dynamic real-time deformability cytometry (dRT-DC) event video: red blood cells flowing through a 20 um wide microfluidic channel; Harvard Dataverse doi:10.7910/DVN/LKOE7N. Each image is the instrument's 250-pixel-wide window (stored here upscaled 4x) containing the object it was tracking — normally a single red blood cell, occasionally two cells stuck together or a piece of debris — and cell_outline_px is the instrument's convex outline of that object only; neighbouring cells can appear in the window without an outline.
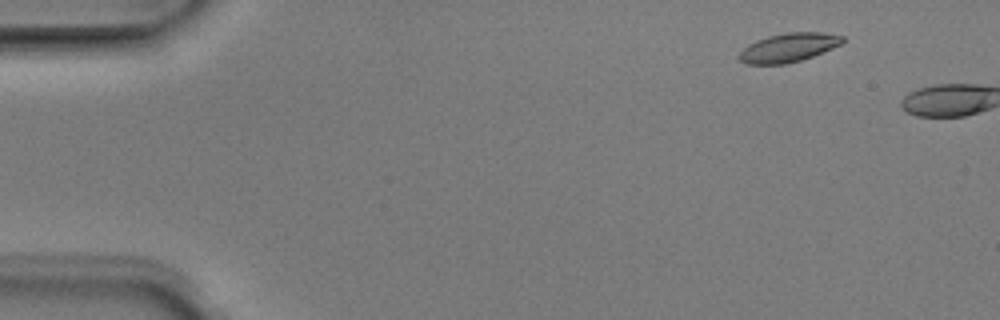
{"species": "Egyptian fruit bat (a non-hibernating species)", "species_latin": "Rousettus aegyptiacus", "temperature_condition": "room temperature", "stored_images_in_passage": 3, "camera_frame_rate_fps": 3000, "um_per_image_px": 0.085, "animal": {"sex": "male"}, "frame": {"image": 1, "passage_image": 2, "time_ms": 0.333, "image_size_px": [1000, 320], "cell_outline_px": [[844, 40], [840, 44], [832, 48], [812, 56], [800, 60], [784, 64], [748, 64], [740, 60], [736, 56], [748, 44], [768, 36], [784, 32], [820, 32], [844, 36]], "centroid_in_image_um": [67.0, 4.04], "position_along_channel_um": 18.0, "area_um2": 17.22}}